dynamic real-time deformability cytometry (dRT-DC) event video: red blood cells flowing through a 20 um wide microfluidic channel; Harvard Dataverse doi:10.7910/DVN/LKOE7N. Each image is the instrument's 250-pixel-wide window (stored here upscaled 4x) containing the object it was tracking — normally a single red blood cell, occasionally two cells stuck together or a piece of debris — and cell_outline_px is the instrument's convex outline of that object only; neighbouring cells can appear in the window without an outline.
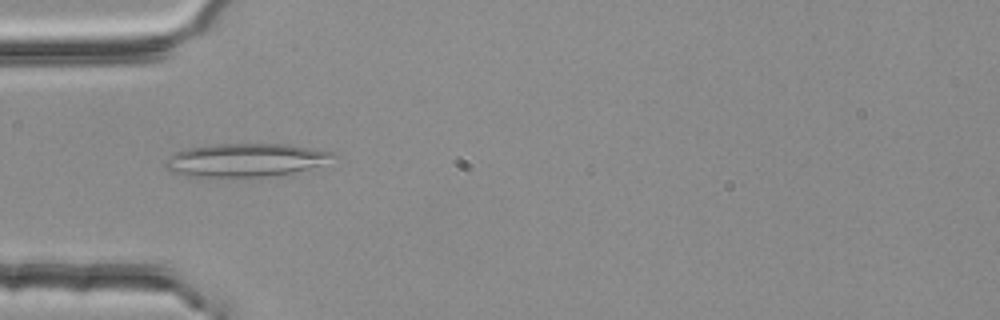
{"species": "common noctule bat (a hibernating species)", "species_latin": "Nyctalus noctula", "temperature_condition": "room temperature", "stored_images_in_passage": 38, "camera_frame_rate_fps": 3000, "um_per_image_px": 0.085, "animal": {"sex": "female", "body_mass_g": 25.1}, "frame": {"image": 1, "passage_image": 1, "time_ms": 0.0, "image_size_px": [1000, 320], "cell_outline_px": [[340, 156], [320, 164], [292, 172], [264, 176], [188, 176], [172, 172], [164, 168], [164, 164], [168, 156], [176, 152], [188, 148], [216, 144], [288, 144], [336, 152]], "centroid_in_image_um": [20.86, 13.58], "position_along_channel_um": 64.1, "area_um2": 32.14}}
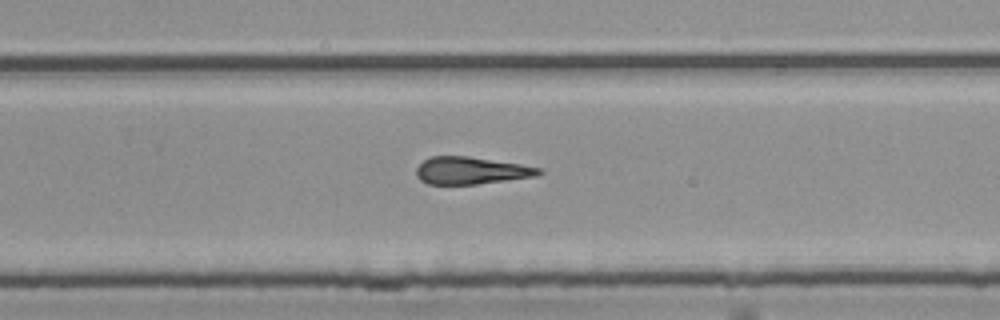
{"frame": {"image": 2, "passage_image": 19, "time_ms": 6.0, "image_size_px": [1000, 320], "cell_outline_px": [[544, 172], [536, 176], [476, 184], [428, 184], [420, 180], [416, 176], [416, 168], [424, 160], [432, 156], [468, 156], [520, 164], [540, 168]], "centroid_in_image_um": [40.02, 14.5], "position_along_channel_um": 289.8, "area_um2": 19.36}}
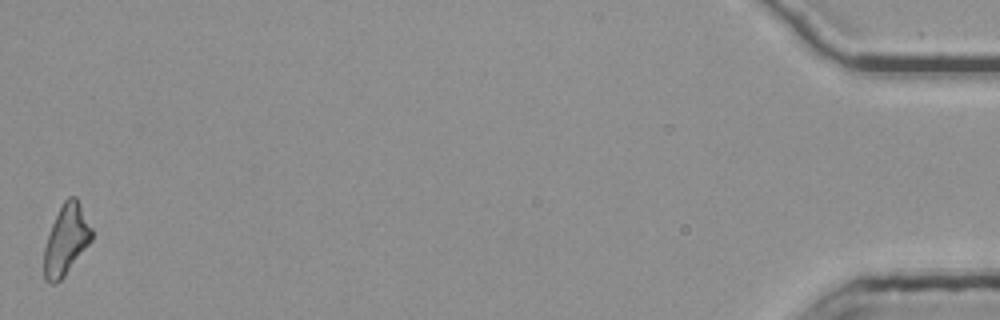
{"frame": {"image": 3, "passage_image": 38, "time_ms": 12.333, "image_size_px": [1000, 320], "cell_outline_px": [[92, 240], [64, 276], [60, 280], [52, 284], [44, 280], [44, 248], [52, 224], [64, 200], [68, 196], [76, 196], [92, 228]], "centroid_in_image_um": [5.62, 20.39], "position_along_channel_um": 429.6, "area_um2": 19.25}, "authors_computed_cell_mechanics": {"area_um2": 19.7676, "velocity_mm_per_s": 3.7699, "shape_relaxation_time_tau1_ms": null, "shape_relaxation_time_tau2_ms": 3.3247, "deformation_change_tau1": null, "deformation_change_tau2": 0.1487}}